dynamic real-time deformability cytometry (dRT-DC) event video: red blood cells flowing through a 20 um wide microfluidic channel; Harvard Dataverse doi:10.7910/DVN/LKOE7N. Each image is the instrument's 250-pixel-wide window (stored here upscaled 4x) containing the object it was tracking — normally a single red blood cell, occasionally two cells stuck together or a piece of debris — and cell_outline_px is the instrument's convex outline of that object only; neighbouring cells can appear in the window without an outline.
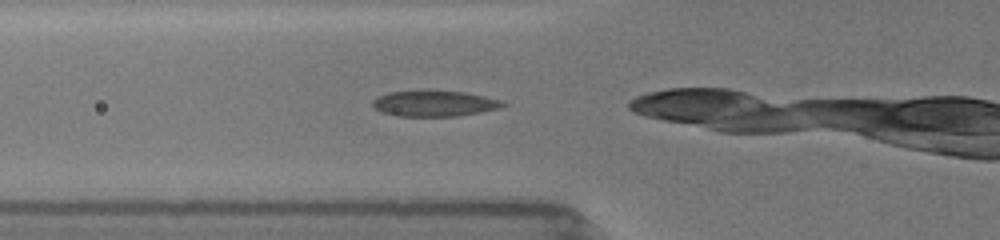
{"species": "common noctule bat (a hibernating species)", "species_latin": "Nyctalus noctula", "temperature_condition": "room temperature", "stored_images_in_passage": 15, "camera_frame_rate_fps": 3000, "um_per_image_px": 0.085, "animal": {"sex": "female", "body_mass_g": 19.5, "forearm_length_mm": 54.1}, "frame": {"image": 1, "passage_image": 9, "time_ms": 3.333, "image_size_px": [1000, 240], "cell_outline_px": [[508, 104], [500, 108], [480, 112], [456, 116], [396, 116], [380, 112], [372, 104], [372, 100], [388, 92], [428, 88], [464, 92], [484, 96], [500, 100]], "centroid_in_image_um": [36.89, 8.76], "position_along_channel_um": 88.9, "area_um2": 20.17}}
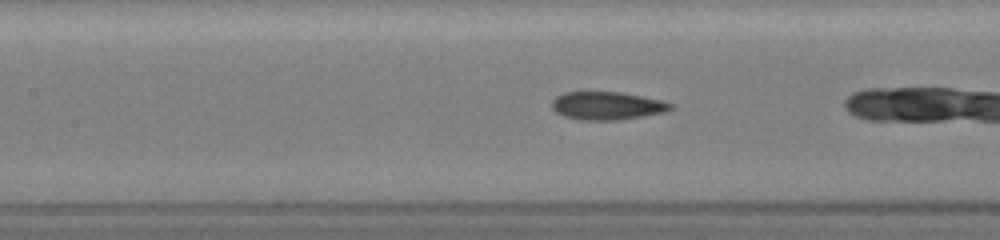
{"frame": {"image": 2, "passage_image": 14, "time_ms": 5.0, "image_size_px": [1000, 240], "cell_outline_px": [[672, 108], [664, 112], [620, 120], [580, 120], [564, 116], [556, 112], [552, 108], [552, 100], [556, 96], [564, 92], [620, 92], [664, 100], [672, 104]], "centroid_in_image_um": [51.59, 8.98], "position_along_channel_um": 155.8, "area_um2": 19.42}}